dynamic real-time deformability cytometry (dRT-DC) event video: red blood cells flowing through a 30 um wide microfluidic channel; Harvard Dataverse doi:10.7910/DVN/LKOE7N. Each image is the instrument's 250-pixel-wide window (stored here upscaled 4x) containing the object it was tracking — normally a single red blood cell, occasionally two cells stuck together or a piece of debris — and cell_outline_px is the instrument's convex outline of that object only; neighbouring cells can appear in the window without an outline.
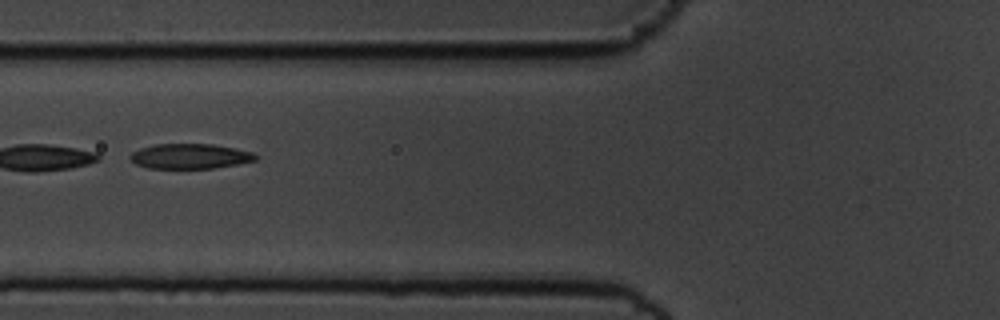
{"species": "common noctule bat (a hibernating species)", "species_latin": "Nyctalus noctula", "temperature_condition": "cold", "stored_images_in_passage": 14, "camera_frame_rate_fps": 3000, "um_per_image_px": 0.085, "animal": {"sex": "male", "body_mass_g": 19.5, "forearm_length_mm": 54.6}, "frame": {"image": 1, "passage_image": 7, "time_ms": 2.0, "image_size_px": [1000, 320], "cell_outline_px": [[260, 156], [256, 160], [236, 164], [212, 168], [148, 168], [136, 164], [128, 156], [132, 152], [140, 148], [156, 144], [212, 144], [252, 152]], "centroid_in_image_um": [16.14, 13.28], "position_along_channel_um": 109.7, "area_um2": 18.15}}